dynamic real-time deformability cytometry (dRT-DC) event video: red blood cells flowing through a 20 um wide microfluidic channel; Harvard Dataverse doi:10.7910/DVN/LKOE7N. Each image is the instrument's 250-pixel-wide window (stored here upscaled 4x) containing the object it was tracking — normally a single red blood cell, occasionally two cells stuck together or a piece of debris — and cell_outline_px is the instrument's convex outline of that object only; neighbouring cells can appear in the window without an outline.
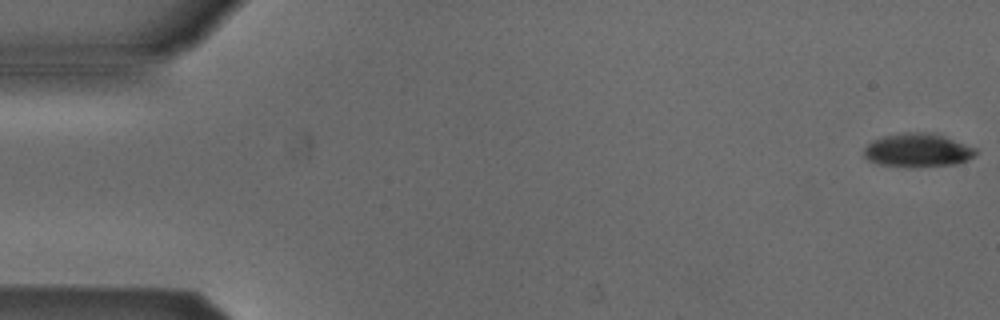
{"species": "Egyptian fruit bat (a non-hibernating species)", "species_latin": "Rousettus aegyptiacus", "temperature_condition": "cold", "stored_images_in_passage": 53, "camera_frame_rate_fps": 3000, "um_per_image_px": 0.085, "animal": {"sex": "male"}, "frame": {"image": 1, "passage_image": 1, "time_ms": 0.0, "image_size_px": [1000, 320], "cell_outline_px": [[976, 152], [968, 160], [956, 164], [912, 168], [880, 164], [868, 160], [864, 156], [864, 148], [872, 140], [884, 136], [904, 132], [928, 132], [944, 136], [976, 148]], "centroid_in_image_um": [77.98, 12.78], "position_along_channel_um": 7.0, "area_um2": 21.96}}
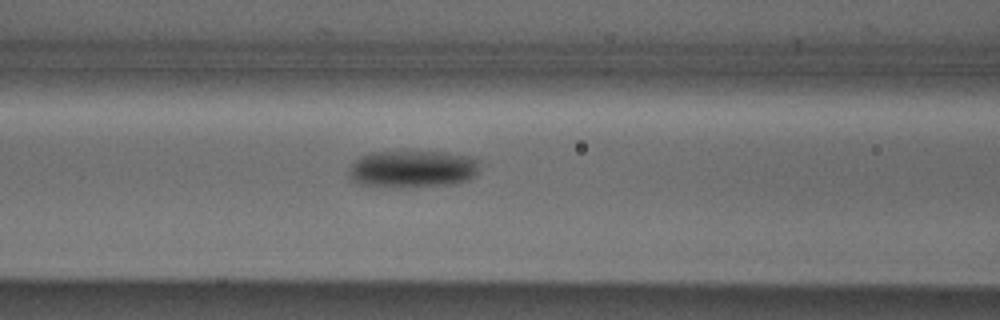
{"frame": {"image": 2, "passage_image": 22, "time_ms": 7.0, "image_size_px": [1000, 320], "cell_outline_px": [[480, 160], [476, 172], [468, 180], [452, 184], [360, 184], [352, 180], [348, 176], [348, 168], [360, 156], [368, 152], [448, 152], [472, 156]], "centroid_in_image_um": [35.08, 14.29], "position_along_channel_um": 131.5, "area_um2": 27.34}}
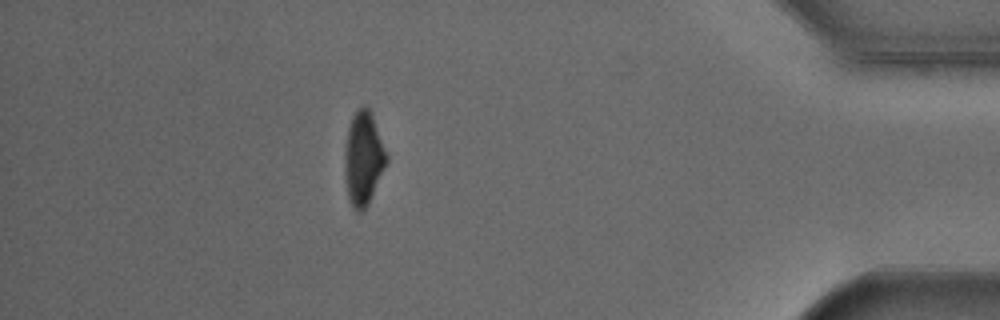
{"frame": {"image": 3, "passage_image": 47, "time_ms": 15.333, "image_size_px": [1000, 320], "cell_outline_px": [[388, 160], [368, 204], [360, 212], [356, 212], [348, 196], [344, 172], [344, 152], [348, 128], [352, 116], [356, 108], [364, 104], [372, 112], [388, 156]], "centroid_in_image_um": [30.88, 13.4], "position_along_channel_um": 404.3, "area_um2": 22.89}, "authors_computed_cell_mechanics": {"area_um2": 24.6806, "velocity_mm_per_s": 3.8705, "shape_relaxation_time_tau1_ms": 4.2652, "shape_relaxation_time_tau2_ms": null, "deformation_change_tau1": 0.1283, "deformation_change_tau2": null}}